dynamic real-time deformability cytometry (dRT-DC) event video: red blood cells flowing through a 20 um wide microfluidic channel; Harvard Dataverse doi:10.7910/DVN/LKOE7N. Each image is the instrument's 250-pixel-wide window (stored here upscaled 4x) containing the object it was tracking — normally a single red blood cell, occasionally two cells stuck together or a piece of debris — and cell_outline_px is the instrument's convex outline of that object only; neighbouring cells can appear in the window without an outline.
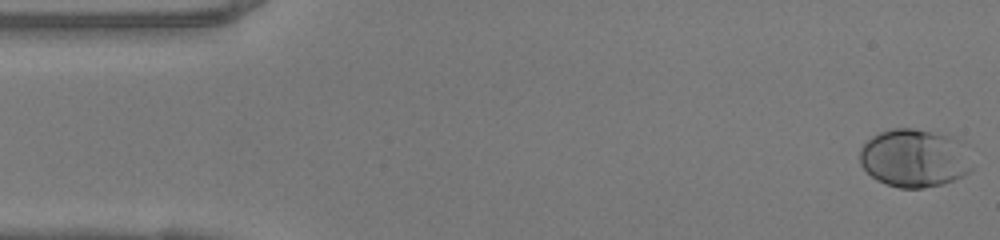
{"species": "human", "species_latin": "Homo sapiens", "temperature_condition": "warm", "stored_images_in_passage": 49, "camera_frame_rate_fps": 3000, "um_per_image_px": 0.085, "donor": {"sex": "female"}, "frame": {"image": 1, "passage_image": 1, "time_ms": 0.0, "image_size_px": [1000, 240], "cell_outline_px": [[972, 168], [964, 176], [944, 184], [924, 188], [900, 188], [876, 180], [860, 164], [860, 148], [872, 136], [880, 132], [892, 128], [916, 128], [956, 136]], "centroid_in_image_um": [77.69, 13.43], "position_along_channel_um": 7.3, "area_um2": 37.97}}
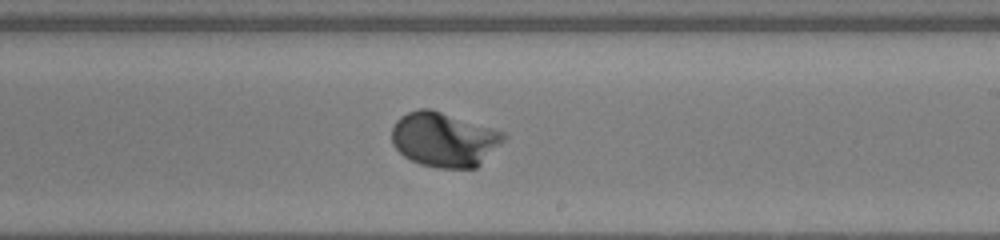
{"frame": {"image": 2, "passage_image": 28, "time_ms": 9.0, "image_size_px": [1000, 240], "cell_outline_px": [[508, 136], [476, 168], [436, 168], [420, 164], [404, 156], [392, 144], [392, 128], [396, 120], [400, 116], [408, 112], [420, 108], [432, 108], [504, 132]], "centroid_in_image_um": [37.73, 11.84], "position_along_channel_um": 251.3, "area_um2": 35.6}}
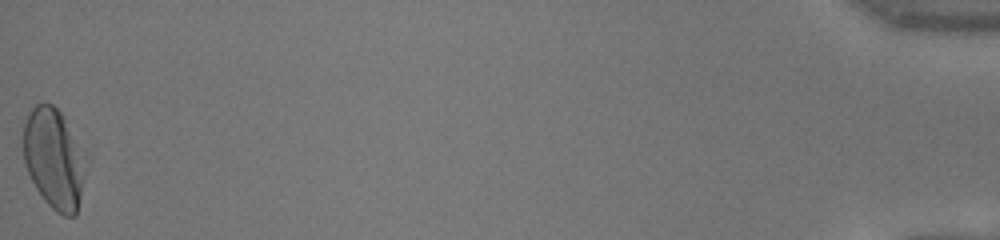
{"frame": {"image": 3, "passage_image": 49, "time_ms": 16.0, "image_size_px": [1000, 240], "cell_outline_px": [[88, 160], [76, 216], [64, 216], [56, 212], [44, 200], [36, 188], [24, 164], [24, 124], [32, 108], [36, 104], [52, 104], [64, 116], [88, 152]], "centroid_in_image_um": [4.65, 13.48], "position_along_channel_um": 430.5, "area_um2": 37.17}, "authors_computed_cell_mechanics": {"area_um2": 34.0442, "velocity_mm_per_s": 4.1379, "shape_relaxation_time_tau1_ms": 1.8322, "shape_relaxation_time_tau2_ms": null, "deformation_change_tau1": 0.1468, "deformation_change_tau2": null}}